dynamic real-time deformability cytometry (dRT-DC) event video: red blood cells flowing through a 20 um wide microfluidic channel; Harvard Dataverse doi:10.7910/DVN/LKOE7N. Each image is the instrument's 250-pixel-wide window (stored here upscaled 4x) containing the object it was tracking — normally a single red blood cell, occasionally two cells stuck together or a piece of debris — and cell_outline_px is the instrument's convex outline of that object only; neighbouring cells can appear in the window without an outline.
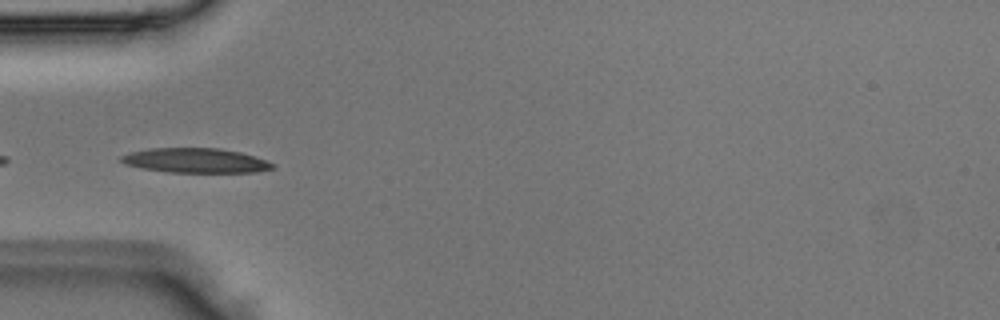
{"species": "Egyptian fruit bat (a non-hibernating species)", "species_latin": "Rousettus aegyptiacus", "temperature_condition": "room temperature", "stored_images_in_passage": 4, "camera_frame_rate_fps": 3000, "um_per_image_px": 0.085, "animal": {"sex": "male"}, "frame": {"image": 1, "passage_image": 4, "time_ms": 1.0, "image_size_px": [1000, 320], "cell_outline_px": [[276, 168], [256, 172], [168, 172], [140, 168], [124, 164], [120, 160], [120, 156], [128, 152], [148, 148], [220, 148], [240, 152], [256, 156], [276, 164]], "centroid_in_image_um": [16.62, 13.64], "position_along_channel_um": 68.4, "area_um2": 22.02}}